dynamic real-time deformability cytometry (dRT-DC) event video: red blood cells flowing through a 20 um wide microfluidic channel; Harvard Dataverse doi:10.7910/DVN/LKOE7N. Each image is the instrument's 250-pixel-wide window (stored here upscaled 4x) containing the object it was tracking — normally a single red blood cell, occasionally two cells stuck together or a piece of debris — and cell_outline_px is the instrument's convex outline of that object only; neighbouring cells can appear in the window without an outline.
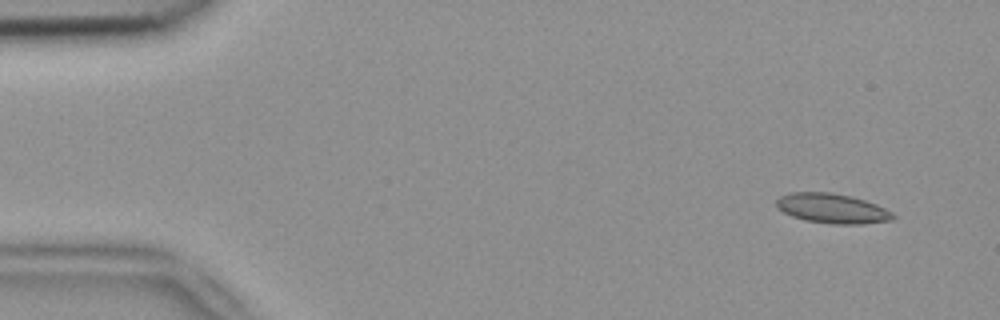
{"species": "common noctule bat (a hibernating species)", "species_latin": "Nyctalus noctula", "temperature_condition": "room temperature", "stored_images_in_passage": 5, "camera_frame_rate_fps": 3000, "um_per_image_px": 0.085, "animal": {"sex": "female", "body_mass_g": 18.4}, "frame": {"image": 1, "passage_image": 1, "time_ms": 0.0, "image_size_px": [1000, 320], "cell_outline_px": [[896, 216], [892, 220], [864, 224], [832, 224], [804, 220], [792, 216], [776, 208], [776, 200], [780, 196], [788, 192], [828, 192], [848, 196], [864, 200], [876, 204], [892, 212]], "centroid_in_image_um": [70.71, 17.72], "position_along_channel_um": 14.3, "area_um2": 20.23}}
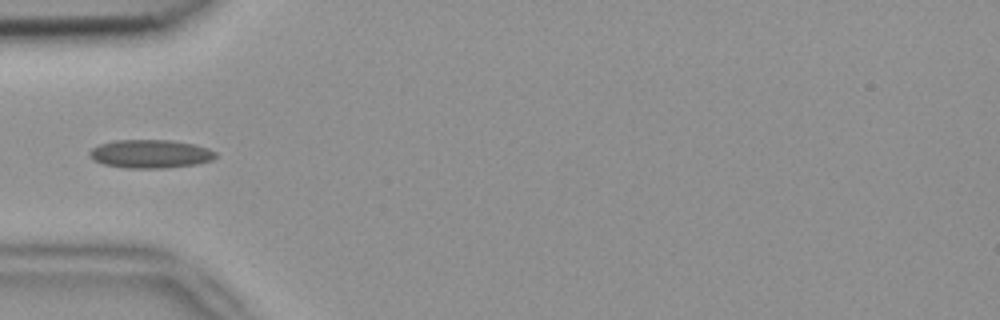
{"frame": {"image": 2, "passage_image": 4, "time_ms": 1.0, "image_size_px": [1000, 320], "cell_outline_px": [[216, 156], [212, 160], [196, 164], [164, 168], [124, 168], [104, 164], [92, 160], [88, 156], [88, 152], [92, 148], [100, 144], [112, 140], [172, 140], [196, 144], [208, 148], [216, 152]], "centroid_in_image_um": [12.76, 13.07], "position_along_channel_um": 72.2, "area_um2": 21.1}}